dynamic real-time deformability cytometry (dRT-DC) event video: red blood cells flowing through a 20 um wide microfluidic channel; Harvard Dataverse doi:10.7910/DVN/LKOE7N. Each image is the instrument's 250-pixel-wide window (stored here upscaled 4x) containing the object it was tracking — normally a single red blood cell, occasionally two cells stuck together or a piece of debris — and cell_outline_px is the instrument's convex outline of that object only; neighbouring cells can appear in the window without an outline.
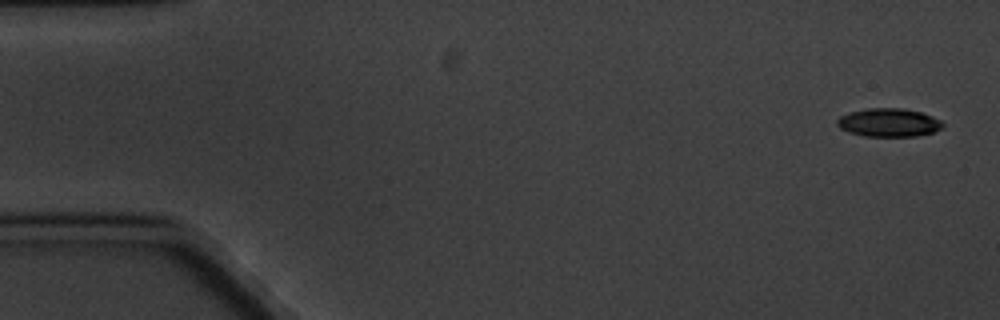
{"species": "common noctule bat (a hibernating species)", "species_latin": "Nyctalus noctula", "temperature_condition": "cold", "stored_images_in_passage": 5, "camera_frame_rate_fps": 3000, "um_per_image_px": 0.085, "animal": {"sex": "male", "body_mass_g": 20.1, "forearm_length_mm": 53.5}, "frame": {"image": 1, "passage_image": 1, "time_ms": 0.0, "image_size_px": [1000, 320], "cell_outline_px": [[944, 128], [932, 132], [916, 136], [864, 136], [848, 132], [840, 128], [836, 124], [836, 120], [840, 116], [848, 112], [868, 108], [904, 108], [920, 112], [932, 116], [940, 120], [944, 124]], "centroid_in_image_um": [75.53, 10.41], "position_along_channel_um": 9.5, "area_um2": 17.57}}
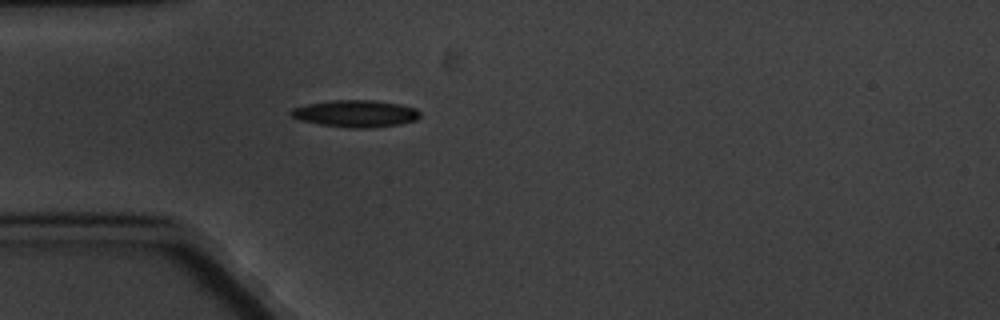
{"frame": {"image": 2, "passage_image": 5, "time_ms": 5.0, "image_size_px": [1000, 320], "cell_outline_px": [[420, 116], [416, 120], [400, 124], [368, 128], [352, 128], [320, 124], [300, 120], [292, 116], [288, 112], [292, 108], [308, 104], [332, 100], [376, 100], [400, 104], [416, 108], [420, 112]], "centroid_in_image_um": [30.24, 9.65], "position_along_channel_um": 54.8, "area_um2": 20.29}}